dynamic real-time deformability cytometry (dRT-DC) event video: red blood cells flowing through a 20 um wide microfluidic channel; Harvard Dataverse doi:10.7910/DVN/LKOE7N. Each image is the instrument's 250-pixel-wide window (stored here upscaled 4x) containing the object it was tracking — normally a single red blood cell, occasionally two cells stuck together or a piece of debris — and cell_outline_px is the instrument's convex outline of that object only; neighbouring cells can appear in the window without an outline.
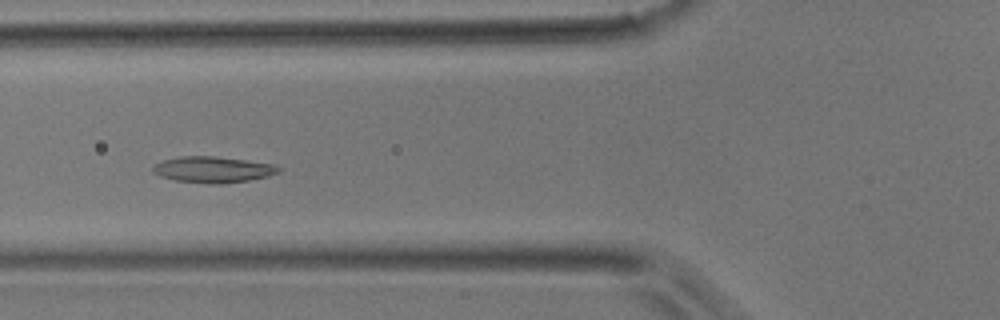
{"species": "common noctule bat (a hibernating species)", "species_latin": "Nyctalus noctula", "temperature_condition": "room temperature", "stored_images_in_passage": 23, "camera_frame_rate_fps": 3000, "um_per_image_px": 0.085, "animal": {"sex": "male", "body_mass_g": 17.9}, "frame": {"image": 1, "passage_image": 8, "time_ms": 2.333, "image_size_px": [1000, 320], "cell_outline_px": [[280, 172], [268, 176], [248, 180], [220, 184], [212, 184], [176, 180], [160, 176], [152, 172], [152, 168], [156, 164], [164, 160], [180, 156], [212, 156], [244, 160], [272, 164], [280, 168]], "centroid_in_image_um": [18.08, 14.41], "position_along_channel_um": 107.7, "area_um2": 18.84}}
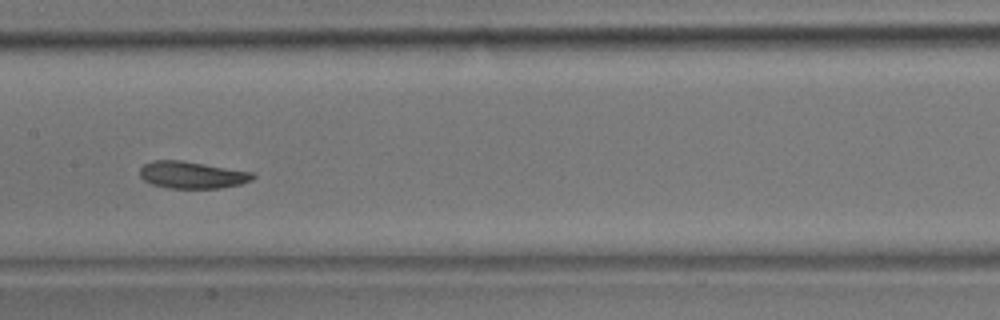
{"frame": {"image": 2, "passage_image": 14, "time_ms": 4.333, "image_size_px": [1000, 320], "cell_outline_px": [[256, 176], [252, 180], [240, 184], [220, 188], [168, 188], [152, 184], [144, 180], [140, 176], [140, 168], [144, 164], [152, 160], [180, 160], [252, 172]], "centroid_in_image_um": [16.3, 14.87], "position_along_channel_um": 191.1, "area_um2": 17.69}}
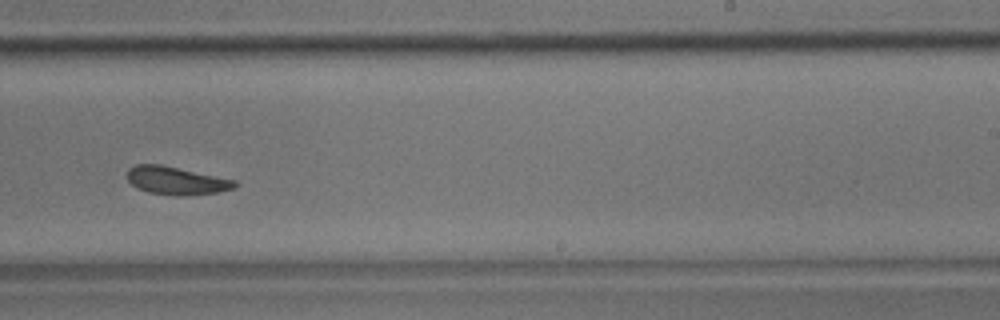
{"frame": {"image": 3, "passage_image": 20, "time_ms": 6.333, "image_size_px": [1000, 320], "cell_outline_px": [[240, 184], [236, 188], [216, 192], [180, 196], [176, 196], [148, 192], [136, 188], [128, 180], [128, 168], [136, 164], [160, 164], [236, 180]], "centroid_in_image_um": [15.0, 15.35], "position_along_channel_um": 274.0, "area_um2": 17.57}}